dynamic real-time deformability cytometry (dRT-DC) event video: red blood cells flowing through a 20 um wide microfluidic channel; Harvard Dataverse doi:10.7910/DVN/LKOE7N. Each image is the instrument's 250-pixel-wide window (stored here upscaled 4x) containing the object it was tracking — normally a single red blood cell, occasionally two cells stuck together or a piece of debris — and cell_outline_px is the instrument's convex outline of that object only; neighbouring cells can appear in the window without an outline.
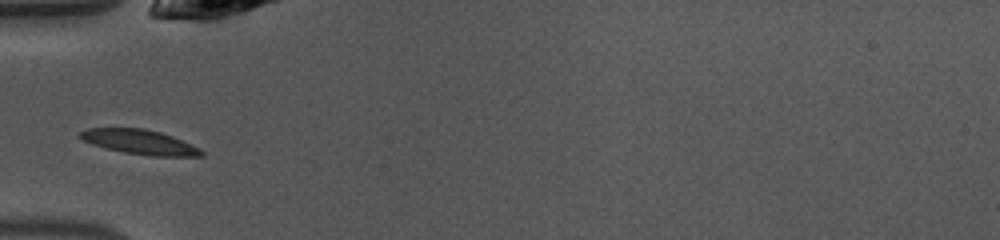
{"species": "common noctule bat (a hibernating species)", "species_latin": "Nyctalus noctula", "temperature_condition": "warm", "stored_images_in_passage": 33, "camera_frame_rate_fps": 3000, "um_per_image_px": 0.085, "animal": {"sex": "female", "body_mass_g": 10.0, "forearm_length_mm": 53.1}, "frame": {"image": 1, "passage_image": 1, "time_ms": 0.0, "image_size_px": [1000, 240], "cell_outline_px": [[204, 156], [152, 156], [124, 152], [92, 144], [84, 140], [80, 136], [80, 132], [88, 128], [144, 128], [160, 132], [172, 136], [192, 144], [200, 148], [204, 152]], "centroid_in_image_um": [11.93, 12.07], "position_along_channel_um": 73.1, "area_um2": 17.22}}
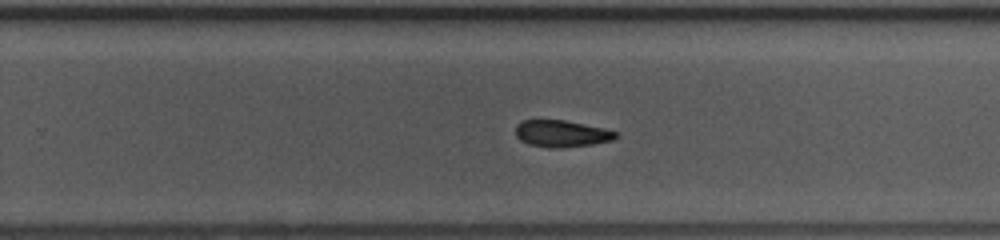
{"frame": {"image": 2, "passage_image": 16, "time_ms": 5.0, "image_size_px": [1000, 240], "cell_outline_px": [[620, 136], [612, 140], [592, 144], [560, 148], [548, 148], [528, 144], [520, 140], [516, 136], [516, 124], [520, 120], [564, 120], [604, 128], [620, 132]], "centroid_in_image_um": [47.74, 11.36], "position_along_channel_um": 282.1, "area_um2": 15.84}}
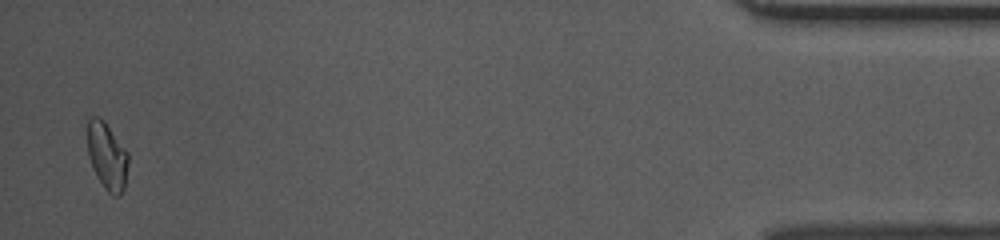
{"frame": {"image": 3, "passage_image": 32, "time_ms": 10.333, "image_size_px": [1000, 240], "cell_outline_px": [[128, 164], [124, 188], [120, 196], [112, 196], [104, 188], [88, 156], [88, 120], [92, 116], [100, 116], [104, 120], [128, 152]], "centroid_in_image_um": [9.12, 13.25], "position_along_channel_um": 426.1, "area_um2": 15.84}, "authors_computed_cell_mechanics": {"area_um2": 16.2418, "velocity_mm_per_s": 4.1567, "shape_relaxation_time_tau1_ms": 9.8078, "shape_relaxation_time_tau2_ms": null, "deformation_change_tau1": 0.1884, "deformation_change_tau2": null}}